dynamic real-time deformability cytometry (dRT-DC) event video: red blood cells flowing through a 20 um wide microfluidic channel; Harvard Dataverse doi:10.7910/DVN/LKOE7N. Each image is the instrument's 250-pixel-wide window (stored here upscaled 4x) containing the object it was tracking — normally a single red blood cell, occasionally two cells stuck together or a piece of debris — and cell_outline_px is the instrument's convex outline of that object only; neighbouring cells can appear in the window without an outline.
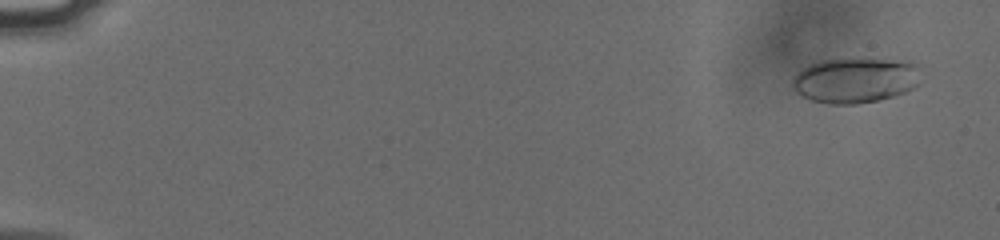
{"species": "human", "species_latin": "Homo sapiens", "temperature_condition": "cold", "stored_images_in_passage": 57, "camera_frame_rate_fps": 3000, "um_per_image_px": 0.085, "donor": {"sex": "male"}, "frame": {"image": 1, "passage_image": 4, "time_ms": 1.0, "image_size_px": [1000, 240], "cell_outline_px": [[924, 64], [920, 84], [904, 92], [892, 96], [876, 100], [856, 104], [832, 104], [812, 100], [796, 92], [792, 88], [792, 76], [808, 64], [820, 60], [856, 56], [860, 56], [912, 60]], "centroid_in_image_um": [72.81, 6.73], "position_along_channel_um": 12.2, "area_um2": 35.66}}
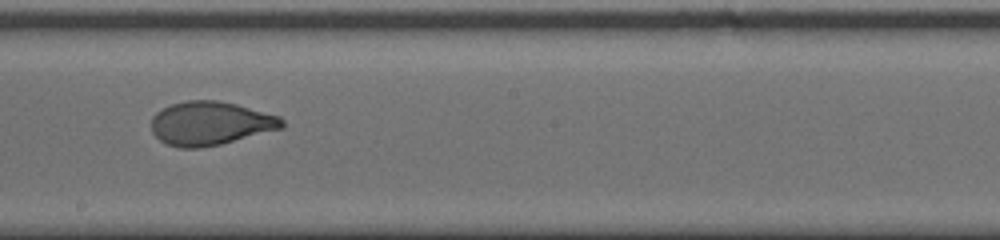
{"frame": {"image": 2, "passage_image": 35, "time_ms": 11.333, "image_size_px": [1000, 240], "cell_outline_px": [[284, 128], [220, 144], [200, 148], [180, 148], [164, 144], [152, 132], [152, 116], [156, 112], [172, 104], [188, 100], [216, 100], [236, 104], [280, 116], [284, 120]], "centroid_in_image_um": [17.88, 10.49], "position_along_channel_um": 230.3, "area_um2": 33.29}}
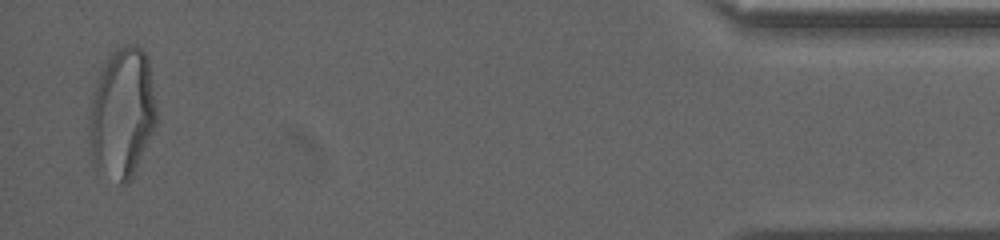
{"frame": {"image": 3, "passage_image": 56, "time_ms": 18.333, "image_size_px": [1000, 240], "cell_outline_px": [[156, 124], [132, 176], [124, 184], [120, 184], [96, 168], [92, 152], [88, 132], [88, 116], [92, 92], [96, 80], [104, 60], [116, 48], [124, 44], [136, 44], [148, 56], [156, 108]], "centroid_in_image_um": [10.35, 9.56], "position_along_channel_um": 424.8, "area_um2": 51.21}, "authors_computed_cell_mechanics": {"area_um2": 33.6974, "velocity_mm_per_s": 3.7958, "shape_relaxation_time_tau1_ms": 6.3724, "shape_relaxation_time_tau2_ms": null, "deformation_change_tau1": 0.2029, "deformation_change_tau2": null}}